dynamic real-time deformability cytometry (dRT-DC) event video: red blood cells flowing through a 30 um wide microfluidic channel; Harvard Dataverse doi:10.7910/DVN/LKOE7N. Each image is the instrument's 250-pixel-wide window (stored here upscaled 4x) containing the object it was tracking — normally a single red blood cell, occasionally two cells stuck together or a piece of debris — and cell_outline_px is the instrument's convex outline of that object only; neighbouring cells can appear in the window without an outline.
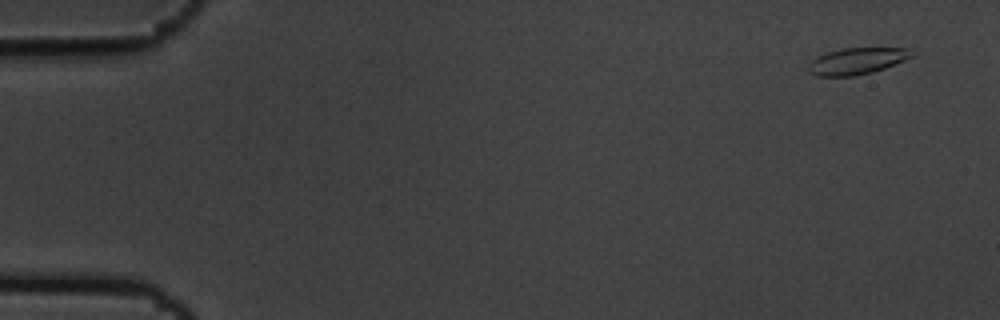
{"species": "common noctule bat (a hibernating species)", "species_latin": "Nyctalus noctula", "temperature_condition": "cold", "stored_images_in_passage": 5, "camera_frame_rate_fps": 3000, "um_per_image_px": 0.085, "animal": {"sex": "male", "body_mass_g": 19.5, "forearm_length_mm": 54.6}, "frame": {"image": 1, "passage_image": 1, "time_ms": 0.0, "image_size_px": [1000, 320], "cell_outline_px": [[916, 56], [884, 68], [872, 72], [856, 76], [816, 76], [808, 72], [808, 64], [812, 60], [828, 52], [844, 48], [908, 48], [916, 52]], "centroid_in_image_um": [72.89, 5.19], "position_along_channel_um": 12.1, "area_um2": 16.07}}